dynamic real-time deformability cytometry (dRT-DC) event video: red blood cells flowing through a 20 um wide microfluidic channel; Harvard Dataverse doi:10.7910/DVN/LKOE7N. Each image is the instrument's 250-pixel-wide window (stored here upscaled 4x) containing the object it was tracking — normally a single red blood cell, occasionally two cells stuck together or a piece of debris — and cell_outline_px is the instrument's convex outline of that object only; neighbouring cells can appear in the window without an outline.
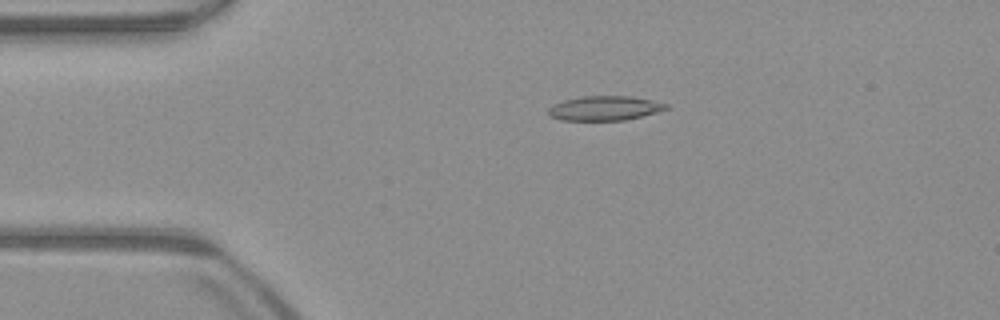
{"species": "common noctule bat (a hibernating species)", "species_latin": "Nyctalus noctula", "temperature_condition": "warm", "stored_images_in_passage": 52, "camera_frame_rate_fps": 3000, "um_per_image_px": 0.085, "animal": {"sex": "male", "body_mass_g": 23.1, "forearm_length_mm": 52.7}, "frame": {"image": 1, "passage_image": 11, "time_ms": 3.333, "image_size_px": [1000, 320], "cell_outline_px": [[668, 108], [656, 112], [624, 120], [560, 120], [548, 116], [548, 108], [552, 104], [564, 100], [580, 96], [628, 96], [652, 100], [668, 104]], "centroid_in_image_um": [51.33, 9.19], "position_along_channel_um": 33.7, "area_um2": 16.76}}
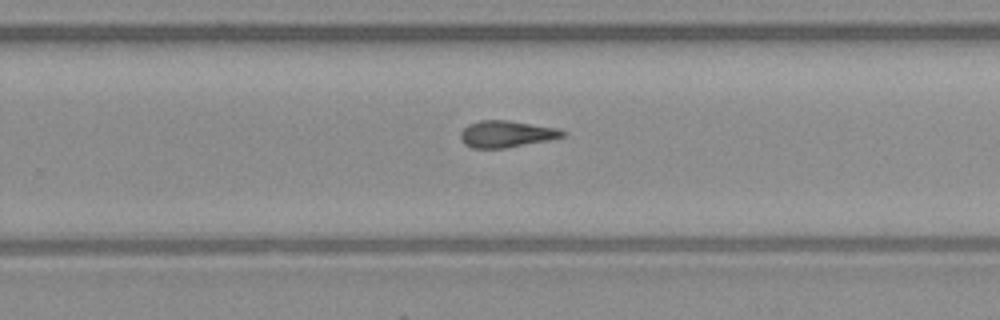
{"frame": {"image": 2, "passage_image": 33, "time_ms": 10.667, "image_size_px": [1000, 320], "cell_outline_px": [[568, 132], [564, 136], [548, 140], [504, 148], [472, 148], [464, 144], [460, 140], [460, 132], [468, 124], [480, 120], [508, 120], [556, 128]], "centroid_in_image_um": [43.01, 11.39], "position_along_channel_um": 286.8, "area_um2": 15.84}}
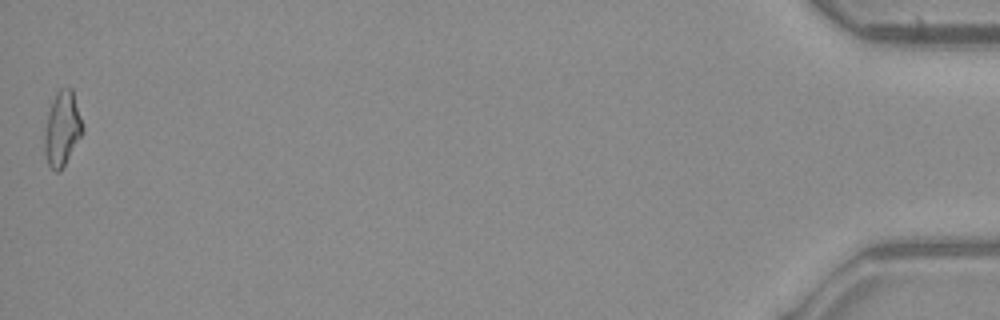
{"frame": {"image": 3, "passage_image": 52, "time_ms": 17.0, "image_size_px": [1000, 320], "cell_outline_px": [[84, 132], [60, 172], [56, 172], [48, 164], [44, 152], [44, 128], [48, 112], [52, 100], [56, 92], [60, 88], [72, 88], [84, 124]], "centroid_in_image_um": [5.29, 10.93], "position_along_channel_um": 429.9, "area_um2": 16.88}, "authors_computed_cell_mechanics": {"area_um2": 16.3574, "velocity_mm_per_s": 3.9578, "shape_relaxation_time_tau1_ms": null, "shape_relaxation_time_tau2_ms": 3.8418, "deformation_change_tau1": null, "deformation_change_tau2": 0.1423}}